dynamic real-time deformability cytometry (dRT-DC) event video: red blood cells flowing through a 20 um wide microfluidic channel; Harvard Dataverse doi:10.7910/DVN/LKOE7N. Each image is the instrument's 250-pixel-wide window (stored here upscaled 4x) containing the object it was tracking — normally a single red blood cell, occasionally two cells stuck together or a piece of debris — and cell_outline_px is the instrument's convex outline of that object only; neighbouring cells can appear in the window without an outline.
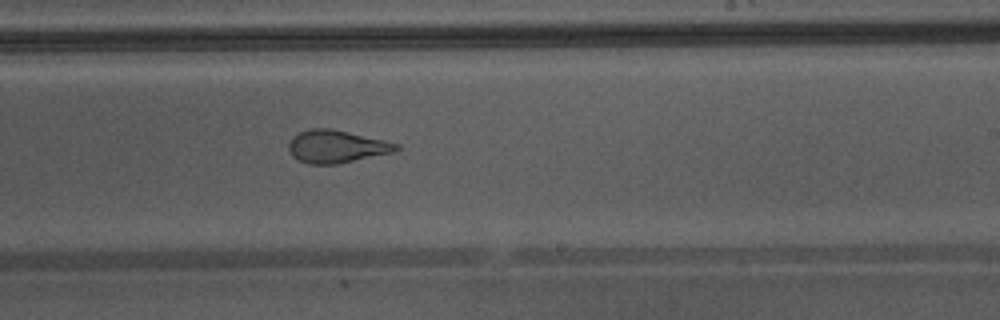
{"species": "Egyptian fruit bat (a non-hibernating species)", "species_latin": "Rousettus aegyptiacus", "temperature_condition": "warm", "stored_images_in_passage": 40, "camera_frame_rate_fps": 3000, "um_per_image_px": 0.085, "animal": {"sex": "male"}, "frame": {"image": 1, "passage_image": 23, "time_ms": 7.333, "image_size_px": [1000, 320], "cell_outline_px": [[400, 148], [392, 152], [336, 164], [308, 164], [292, 156], [288, 148], [288, 144], [292, 136], [308, 128], [328, 128], [348, 132], [384, 140], [400, 144]], "centroid_in_image_um": [28.56, 12.44], "position_along_channel_um": 260.4, "area_um2": 20.29}, "authors_computed_cell_mechanics": {"area_um2": 23.5246, "velocity_mm_per_s": 4.3739, "shape_relaxation_time_tau1_ms": null, "shape_relaxation_time_tau2_ms": 0.8841, "deformation_change_tau1": null, "deformation_change_tau2": 0.084}}